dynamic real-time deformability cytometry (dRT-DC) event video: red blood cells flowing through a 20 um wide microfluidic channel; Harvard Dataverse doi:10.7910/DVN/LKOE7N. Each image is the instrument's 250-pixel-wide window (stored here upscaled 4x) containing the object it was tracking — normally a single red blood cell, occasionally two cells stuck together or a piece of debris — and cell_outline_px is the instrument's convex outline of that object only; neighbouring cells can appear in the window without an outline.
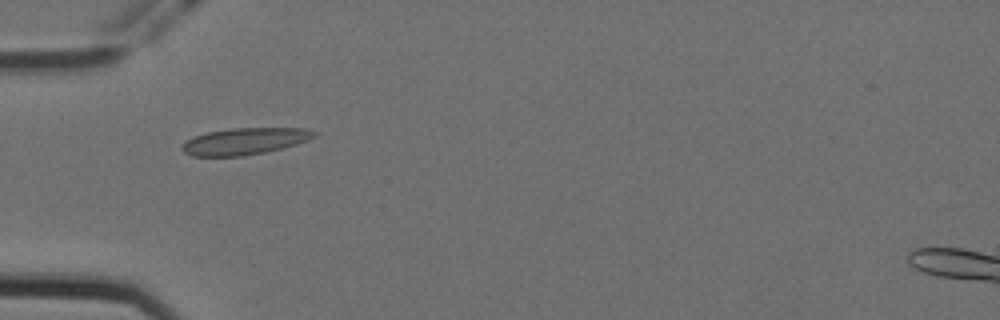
{"species": "Egyptian fruit bat (a non-hibernating species)", "species_latin": "Rousettus aegyptiacus", "temperature_condition": "cold", "stored_images_in_passage": 35, "camera_frame_rate_fps": 3000, "um_per_image_px": 0.085, "animal": {"sex": "female"}, "frame": {"image": 1, "passage_image": 1, "time_ms": 0.0, "image_size_px": [1000, 320], "cell_outline_px": [[320, 132], [316, 136], [308, 140], [284, 148], [244, 156], [192, 156], [184, 152], [180, 148], [192, 136], [204, 132], [232, 128], [308, 128]], "centroid_in_image_um": [20.83, 11.99], "position_along_channel_um": 64.2, "area_um2": 20.81}}
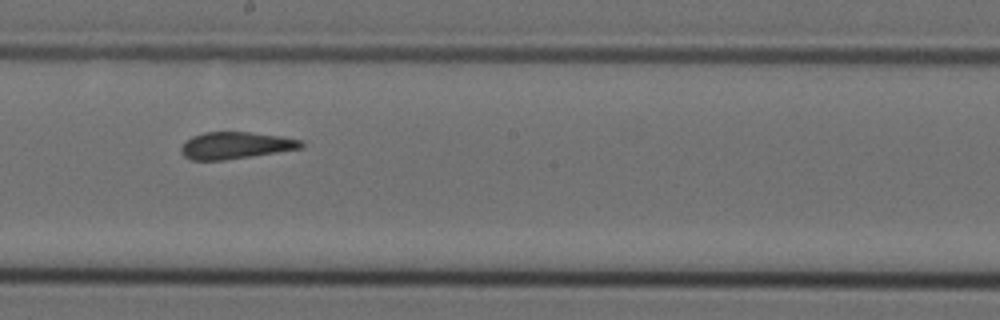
{"frame": {"image": 2, "passage_image": 15, "time_ms": 4.667, "image_size_px": [1000, 320], "cell_outline_px": [[304, 148], [252, 156], [224, 160], [192, 160], [184, 156], [180, 152], [180, 148], [192, 136], [204, 132], [248, 132], [280, 136], [300, 140], [304, 144]], "centroid_in_image_um": [20.03, 12.36], "position_along_channel_um": 228.2, "area_um2": 18.73}}
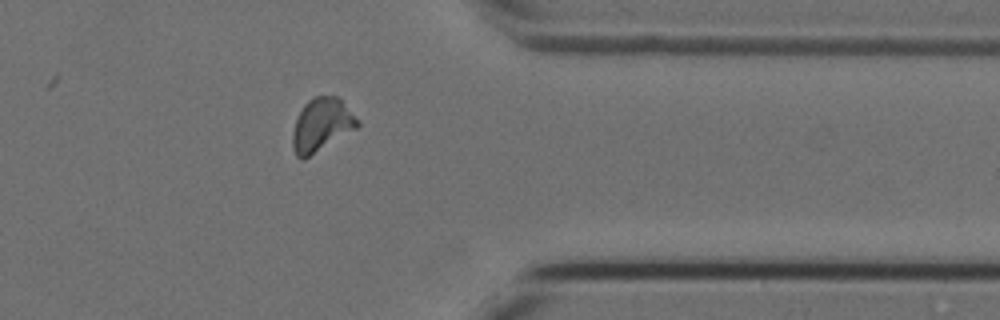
{"frame": {"image": 3, "passage_image": 29, "time_ms": 9.333, "image_size_px": [1000, 320], "cell_outline_px": [[360, 124], [356, 128], [304, 160], [300, 160], [296, 156], [292, 148], [292, 132], [296, 120], [304, 104], [308, 100], [316, 96], [336, 96], [360, 120]], "centroid_in_image_um": [27.31, 10.64], "position_along_channel_um": 384.1, "area_um2": 20.0}}